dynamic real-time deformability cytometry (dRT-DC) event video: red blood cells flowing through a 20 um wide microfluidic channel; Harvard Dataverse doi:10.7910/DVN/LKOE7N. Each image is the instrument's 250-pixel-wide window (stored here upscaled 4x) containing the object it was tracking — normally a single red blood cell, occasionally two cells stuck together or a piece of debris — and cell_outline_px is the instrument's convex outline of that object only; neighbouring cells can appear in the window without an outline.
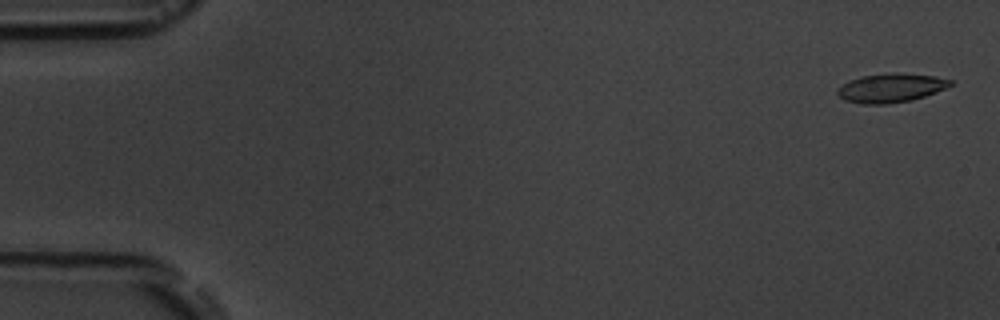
{"species": "common noctule bat (a hibernating species)", "species_latin": "Nyctalus noctula", "temperature_condition": "room temperature", "stored_images_in_passage": 5, "camera_frame_rate_fps": 3000, "um_per_image_px": 0.085, "animal": {"sex": "male", "body_mass_g": 19.5, "forearm_length_mm": 54.6}, "frame": {"image": 1, "passage_image": 1, "time_ms": 0.0, "image_size_px": [1000, 320], "cell_outline_px": [[952, 84], [936, 92], [912, 100], [888, 104], [864, 104], [844, 100], [836, 92], [848, 80], [860, 76], [892, 72], [900, 72], [936, 76], [952, 80]], "centroid_in_image_um": [75.73, 7.46], "position_along_channel_um": 9.3, "area_um2": 19.07}}
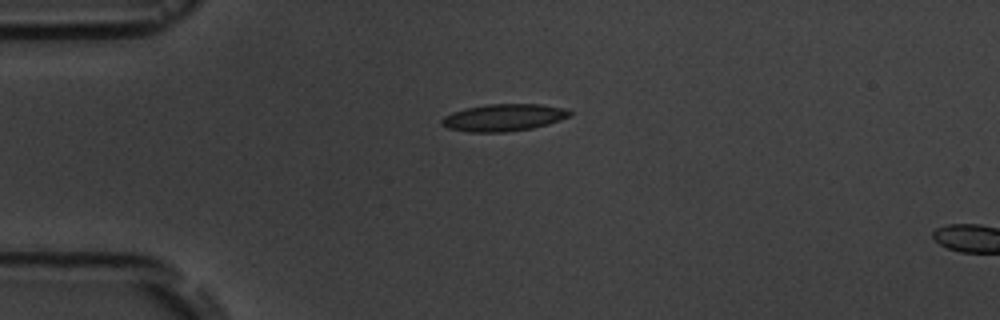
{"frame": {"image": 2, "passage_image": 4, "time_ms": 4.0, "image_size_px": [1000, 320], "cell_outline_px": [[572, 116], [548, 124], [532, 128], [508, 132], [468, 132], [448, 128], [440, 124], [440, 120], [444, 116], [452, 112], [464, 108], [488, 104], [540, 104], [564, 108], [572, 112]], "centroid_in_image_um": [42.8, 9.99], "position_along_channel_um": 42.2, "area_um2": 20.4}}